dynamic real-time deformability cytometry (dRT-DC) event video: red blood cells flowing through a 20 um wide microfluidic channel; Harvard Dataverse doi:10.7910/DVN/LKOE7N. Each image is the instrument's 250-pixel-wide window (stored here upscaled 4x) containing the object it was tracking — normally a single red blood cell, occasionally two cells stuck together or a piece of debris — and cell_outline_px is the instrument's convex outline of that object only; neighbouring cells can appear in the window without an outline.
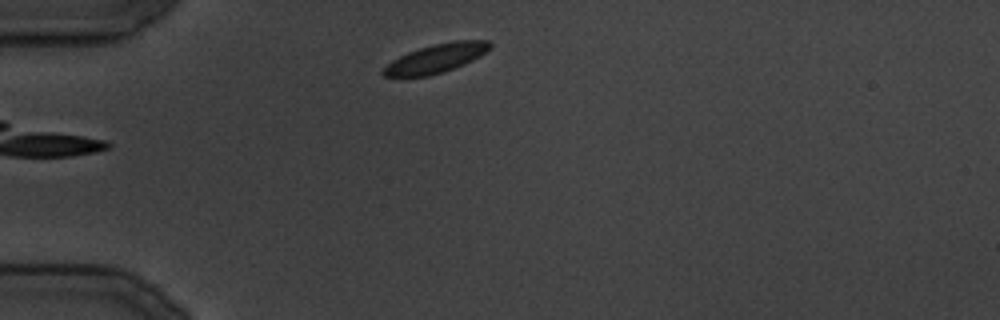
{"species": "common noctule bat (a hibernating species)", "species_latin": "Nyctalus noctula", "temperature_condition": "cold", "stored_images_in_passage": 66, "camera_frame_rate_fps": 3000, "um_per_image_px": 0.085, "animal": {"sex": "male", "body_mass_g": 19.5, "forearm_length_mm": 54.6}, "frame": {"image": 1, "passage_image": 4, "time_ms": 1.0, "image_size_px": [1000, 320], "cell_outline_px": [[492, 44], [480, 56], [464, 64], [444, 72], [428, 76], [384, 76], [380, 72], [392, 60], [408, 52], [420, 48], [436, 44], [456, 40], [488, 40]], "centroid_in_image_um": [37.06, 4.96], "position_along_channel_um": 47.9, "area_um2": 17.57}}
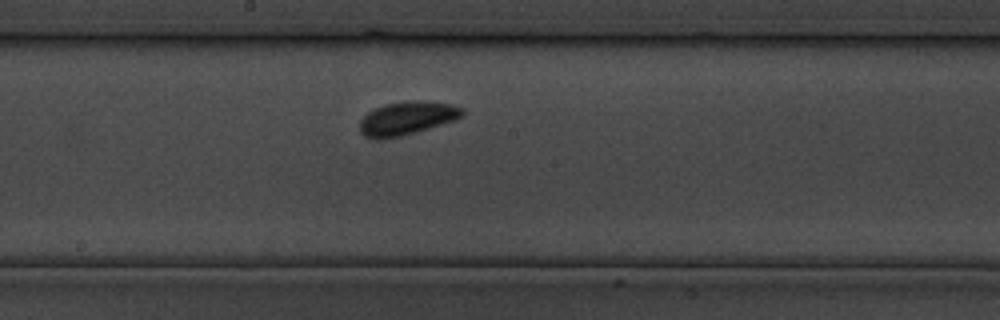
{"frame": {"image": 2, "passage_image": 40, "time_ms": 13.0, "image_size_px": [1000, 320], "cell_outline_px": [[464, 116], [456, 120], [416, 132], [400, 136], [380, 140], [376, 140], [364, 136], [360, 132], [360, 120], [368, 112], [384, 104], [416, 100], [420, 100], [452, 104], [464, 108]], "centroid_in_image_um": [34.61, 10.06], "position_along_channel_um": 213.6, "area_um2": 20.11}}
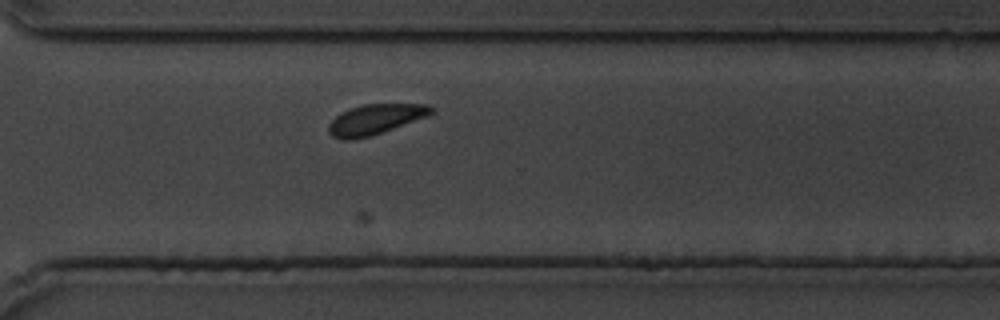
{"frame": {"image": 3, "passage_image": 64, "time_ms": 21.0, "image_size_px": [1000, 320], "cell_outline_px": [[432, 112], [424, 116], [372, 136], [352, 140], [340, 140], [332, 136], [328, 132], [328, 124], [340, 112], [364, 104], [428, 104], [432, 108]], "centroid_in_image_um": [31.8, 10.16], "position_along_channel_um": 338.8, "area_um2": 17.74}}